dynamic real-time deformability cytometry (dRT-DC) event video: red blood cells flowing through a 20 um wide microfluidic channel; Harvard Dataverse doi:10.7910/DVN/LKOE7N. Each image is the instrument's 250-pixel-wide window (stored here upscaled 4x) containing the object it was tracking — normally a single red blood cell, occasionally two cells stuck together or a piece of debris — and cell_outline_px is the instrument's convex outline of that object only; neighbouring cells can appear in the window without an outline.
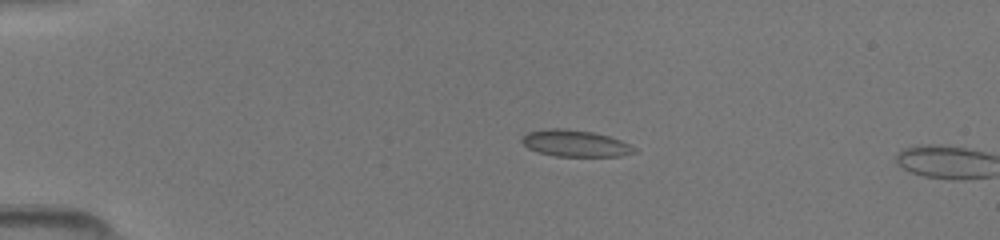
{"species": "common noctule bat (a hibernating species)", "species_latin": "Nyctalus noctula", "temperature_condition": "room temperature", "stored_images_in_passage": 15, "camera_frame_rate_fps": 3000, "um_per_image_px": 0.085, "animal": {"sex": "female", "body_mass_g": 19.5, "forearm_length_mm": 54.1}, "frame": {"image": 1, "passage_image": 11, "time_ms": 3.333, "image_size_px": [1000, 240], "cell_outline_px": [[636, 152], [620, 156], [556, 156], [540, 152], [528, 148], [520, 140], [528, 132], [548, 128], [568, 128], [592, 132], [608, 136], [620, 140], [636, 148]], "centroid_in_image_um": [48.89, 12.18], "position_along_channel_um": 36.1, "area_um2": 17.28}}